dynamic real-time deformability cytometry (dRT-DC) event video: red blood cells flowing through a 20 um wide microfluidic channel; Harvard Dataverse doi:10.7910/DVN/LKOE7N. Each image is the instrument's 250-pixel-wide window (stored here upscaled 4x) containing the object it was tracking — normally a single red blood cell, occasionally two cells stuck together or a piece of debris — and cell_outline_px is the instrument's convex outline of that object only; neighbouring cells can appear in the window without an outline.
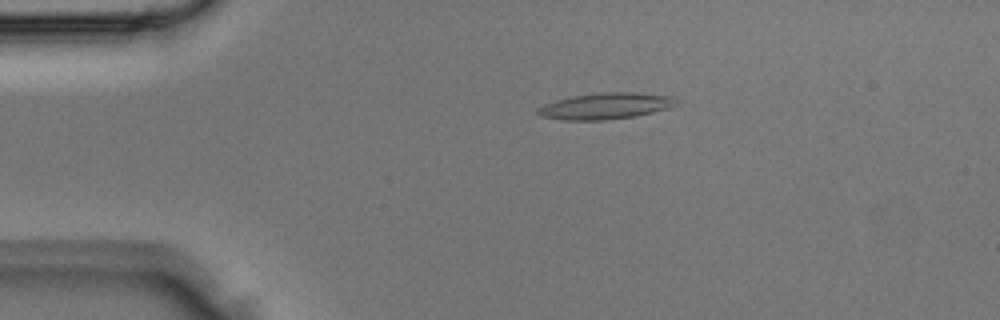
{"species": "Egyptian fruit bat (a non-hibernating species)", "species_latin": "Rousettus aegyptiacus", "temperature_condition": "room temperature", "stored_images_in_passage": 2, "camera_frame_rate_fps": 3000, "um_per_image_px": 0.085, "animal": {"sex": "male"}, "frame": {"image": 1, "passage_image": 1, "time_ms": 0.0, "image_size_px": [1000, 320], "cell_outline_px": [[680, 104], [668, 108], [636, 116], [604, 120], [564, 120], [540, 116], [536, 112], [536, 108], [544, 104], [556, 100], [572, 96], [604, 92], [636, 92], [676, 96]], "centroid_in_image_um": [51.52, 9.0], "position_along_channel_um": 33.5, "area_um2": 21.44}}